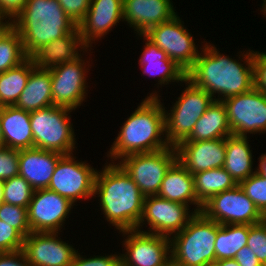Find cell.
Instances as JSON below:
<instances>
[{"instance_id": "1", "label": "cell", "mask_w": 266, "mask_h": 266, "mask_svg": "<svg viewBox=\"0 0 266 266\" xmlns=\"http://www.w3.org/2000/svg\"><path fill=\"white\" fill-rule=\"evenodd\" d=\"M194 65L186 72V78L205 90L217 101L246 93L254 88L253 50L242 53L244 64L239 60L220 54L216 47L205 43L200 48Z\"/></svg>"}, {"instance_id": "2", "label": "cell", "mask_w": 266, "mask_h": 266, "mask_svg": "<svg viewBox=\"0 0 266 266\" xmlns=\"http://www.w3.org/2000/svg\"><path fill=\"white\" fill-rule=\"evenodd\" d=\"M97 171L94 196L100 197V209L106 220L120 231L135 230L142 216L144 195L118 164Z\"/></svg>"}, {"instance_id": "3", "label": "cell", "mask_w": 266, "mask_h": 266, "mask_svg": "<svg viewBox=\"0 0 266 266\" xmlns=\"http://www.w3.org/2000/svg\"><path fill=\"white\" fill-rule=\"evenodd\" d=\"M158 97L157 92L147 96L123 123L107 154L112 162L129 154L153 152L170 146L164 135V106Z\"/></svg>"}, {"instance_id": "4", "label": "cell", "mask_w": 266, "mask_h": 266, "mask_svg": "<svg viewBox=\"0 0 266 266\" xmlns=\"http://www.w3.org/2000/svg\"><path fill=\"white\" fill-rule=\"evenodd\" d=\"M11 25L20 34L28 57L41 46L66 36L77 27L57 0H27Z\"/></svg>"}, {"instance_id": "5", "label": "cell", "mask_w": 266, "mask_h": 266, "mask_svg": "<svg viewBox=\"0 0 266 266\" xmlns=\"http://www.w3.org/2000/svg\"><path fill=\"white\" fill-rule=\"evenodd\" d=\"M217 222L196 213L185 228L170 238L173 266H208L215 262Z\"/></svg>"}, {"instance_id": "6", "label": "cell", "mask_w": 266, "mask_h": 266, "mask_svg": "<svg viewBox=\"0 0 266 266\" xmlns=\"http://www.w3.org/2000/svg\"><path fill=\"white\" fill-rule=\"evenodd\" d=\"M70 112L72 109L56 105L30 112L33 148L72 154L76 141Z\"/></svg>"}, {"instance_id": "7", "label": "cell", "mask_w": 266, "mask_h": 266, "mask_svg": "<svg viewBox=\"0 0 266 266\" xmlns=\"http://www.w3.org/2000/svg\"><path fill=\"white\" fill-rule=\"evenodd\" d=\"M184 83L187 87L169 110L170 113L164 108L165 135L169 145L174 147L191 134L198 119L214 101L210 94L187 78Z\"/></svg>"}, {"instance_id": "8", "label": "cell", "mask_w": 266, "mask_h": 266, "mask_svg": "<svg viewBox=\"0 0 266 266\" xmlns=\"http://www.w3.org/2000/svg\"><path fill=\"white\" fill-rule=\"evenodd\" d=\"M118 163L144 196L157 195L170 166L177 160L174 146L153 152L129 154Z\"/></svg>"}, {"instance_id": "9", "label": "cell", "mask_w": 266, "mask_h": 266, "mask_svg": "<svg viewBox=\"0 0 266 266\" xmlns=\"http://www.w3.org/2000/svg\"><path fill=\"white\" fill-rule=\"evenodd\" d=\"M201 212L222 225H253L265 219L239 184L212 196L203 204Z\"/></svg>"}, {"instance_id": "10", "label": "cell", "mask_w": 266, "mask_h": 266, "mask_svg": "<svg viewBox=\"0 0 266 266\" xmlns=\"http://www.w3.org/2000/svg\"><path fill=\"white\" fill-rule=\"evenodd\" d=\"M72 154L63 155L54 170L48 189L55 191L62 197L69 199L73 204L81 199L94 196V183L97 169L75 161Z\"/></svg>"}, {"instance_id": "11", "label": "cell", "mask_w": 266, "mask_h": 266, "mask_svg": "<svg viewBox=\"0 0 266 266\" xmlns=\"http://www.w3.org/2000/svg\"><path fill=\"white\" fill-rule=\"evenodd\" d=\"M232 135L247 137V133L266 132V94L251 89L222 101Z\"/></svg>"}, {"instance_id": "12", "label": "cell", "mask_w": 266, "mask_h": 266, "mask_svg": "<svg viewBox=\"0 0 266 266\" xmlns=\"http://www.w3.org/2000/svg\"><path fill=\"white\" fill-rule=\"evenodd\" d=\"M182 22L177 14L172 19L150 28L144 35L187 72L194 65L199 51L193 36Z\"/></svg>"}, {"instance_id": "13", "label": "cell", "mask_w": 266, "mask_h": 266, "mask_svg": "<svg viewBox=\"0 0 266 266\" xmlns=\"http://www.w3.org/2000/svg\"><path fill=\"white\" fill-rule=\"evenodd\" d=\"M124 236L125 254L121 255V266H173L170 238L147 233V231H120Z\"/></svg>"}, {"instance_id": "14", "label": "cell", "mask_w": 266, "mask_h": 266, "mask_svg": "<svg viewBox=\"0 0 266 266\" xmlns=\"http://www.w3.org/2000/svg\"><path fill=\"white\" fill-rule=\"evenodd\" d=\"M188 205L169 201L158 195L144 197L141 219L136 227L140 231L143 222H148L147 233L171 237L183 230L190 219L196 214L191 212ZM189 210V211H188Z\"/></svg>"}, {"instance_id": "15", "label": "cell", "mask_w": 266, "mask_h": 266, "mask_svg": "<svg viewBox=\"0 0 266 266\" xmlns=\"http://www.w3.org/2000/svg\"><path fill=\"white\" fill-rule=\"evenodd\" d=\"M81 58L82 56L73 62L61 63L49 69L53 105L75 110L84 101L87 94L86 70H89L90 65H86L85 60Z\"/></svg>"}, {"instance_id": "16", "label": "cell", "mask_w": 266, "mask_h": 266, "mask_svg": "<svg viewBox=\"0 0 266 266\" xmlns=\"http://www.w3.org/2000/svg\"><path fill=\"white\" fill-rule=\"evenodd\" d=\"M74 204L48 188L34 190L27 208L31 232H58Z\"/></svg>"}, {"instance_id": "17", "label": "cell", "mask_w": 266, "mask_h": 266, "mask_svg": "<svg viewBox=\"0 0 266 266\" xmlns=\"http://www.w3.org/2000/svg\"><path fill=\"white\" fill-rule=\"evenodd\" d=\"M22 251L31 266H71L78 250L62 241L58 232H31Z\"/></svg>"}, {"instance_id": "18", "label": "cell", "mask_w": 266, "mask_h": 266, "mask_svg": "<svg viewBox=\"0 0 266 266\" xmlns=\"http://www.w3.org/2000/svg\"><path fill=\"white\" fill-rule=\"evenodd\" d=\"M175 148L177 160L193 175L223 167L226 157V138L194 142L183 140Z\"/></svg>"}, {"instance_id": "19", "label": "cell", "mask_w": 266, "mask_h": 266, "mask_svg": "<svg viewBox=\"0 0 266 266\" xmlns=\"http://www.w3.org/2000/svg\"><path fill=\"white\" fill-rule=\"evenodd\" d=\"M123 21V0H91L84 19L77 25L80 36L88 47Z\"/></svg>"}, {"instance_id": "20", "label": "cell", "mask_w": 266, "mask_h": 266, "mask_svg": "<svg viewBox=\"0 0 266 266\" xmlns=\"http://www.w3.org/2000/svg\"><path fill=\"white\" fill-rule=\"evenodd\" d=\"M173 6L171 0H123V21L144 34L177 15Z\"/></svg>"}, {"instance_id": "21", "label": "cell", "mask_w": 266, "mask_h": 266, "mask_svg": "<svg viewBox=\"0 0 266 266\" xmlns=\"http://www.w3.org/2000/svg\"><path fill=\"white\" fill-rule=\"evenodd\" d=\"M62 156L58 152L38 148L19 150V175L34 190L46 189Z\"/></svg>"}, {"instance_id": "22", "label": "cell", "mask_w": 266, "mask_h": 266, "mask_svg": "<svg viewBox=\"0 0 266 266\" xmlns=\"http://www.w3.org/2000/svg\"><path fill=\"white\" fill-rule=\"evenodd\" d=\"M78 48L88 51L76 27L71 33L53 40L37 49L30 58L35 66L41 69H51L61 63L73 62L80 58ZM87 49V50H86Z\"/></svg>"}, {"instance_id": "23", "label": "cell", "mask_w": 266, "mask_h": 266, "mask_svg": "<svg viewBox=\"0 0 266 266\" xmlns=\"http://www.w3.org/2000/svg\"><path fill=\"white\" fill-rule=\"evenodd\" d=\"M0 125L3 147L17 150L33 148L30 112L14 105L1 107Z\"/></svg>"}, {"instance_id": "24", "label": "cell", "mask_w": 266, "mask_h": 266, "mask_svg": "<svg viewBox=\"0 0 266 266\" xmlns=\"http://www.w3.org/2000/svg\"><path fill=\"white\" fill-rule=\"evenodd\" d=\"M157 195L188 206L197 205L194 209L196 213L202 210L203 205L195 195L193 175L178 160L166 172Z\"/></svg>"}, {"instance_id": "25", "label": "cell", "mask_w": 266, "mask_h": 266, "mask_svg": "<svg viewBox=\"0 0 266 266\" xmlns=\"http://www.w3.org/2000/svg\"><path fill=\"white\" fill-rule=\"evenodd\" d=\"M141 36L147 40L139 59V64L143 68V74L159 76L158 84L160 85H167L171 81L183 83L186 79V71L174 60H171L162 49L156 46L144 34H140Z\"/></svg>"}, {"instance_id": "26", "label": "cell", "mask_w": 266, "mask_h": 266, "mask_svg": "<svg viewBox=\"0 0 266 266\" xmlns=\"http://www.w3.org/2000/svg\"><path fill=\"white\" fill-rule=\"evenodd\" d=\"M52 105L51 72L49 69L35 66L14 106L27 112H33Z\"/></svg>"}, {"instance_id": "27", "label": "cell", "mask_w": 266, "mask_h": 266, "mask_svg": "<svg viewBox=\"0 0 266 266\" xmlns=\"http://www.w3.org/2000/svg\"><path fill=\"white\" fill-rule=\"evenodd\" d=\"M227 119V110L222 101L214 100L204 114L198 119L187 142L207 141L231 136Z\"/></svg>"}, {"instance_id": "28", "label": "cell", "mask_w": 266, "mask_h": 266, "mask_svg": "<svg viewBox=\"0 0 266 266\" xmlns=\"http://www.w3.org/2000/svg\"><path fill=\"white\" fill-rule=\"evenodd\" d=\"M247 139V137L235 135L226 137V157L223 168L237 184L256 172L252 169V150Z\"/></svg>"}, {"instance_id": "29", "label": "cell", "mask_w": 266, "mask_h": 266, "mask_svg": "<svg viewBox=\"0 0 266 266\" xmlns=\"http://www.w3.org/2000/svg\"><path fill=\"white\" fill-rule=\"evenodd\" d=\"M34 67L32 59L28 57L18 66L0 73V107L16 104Z\"/></svg>"}, {"instance_id": "30", "label": "cell", "mask_w": 266, "mask_h": 266, "mask_svg": "<svg viewBox=\"0 0 266 266\" xmlns=\"http://www.w3.org/2000/svg\"><path fill=\"white\" fill-rule=\"evenodd\" d=\"M194 191L197 200L203 205L212 196L234 188L237 183L223 168H214L193 174Z\"/></svg>"}, {"instance_id": "31", "label": "cell", "mask_w": 266, "mask_h": 266, "mask_svg": "<svg viewBox=\"0 0 266 266\" xmlns=\"http://www.w3.org/2000/svg\"><path fill=\"white\" fill-rule=\"evenodd\" d=\"M249 225H222L217 223L215 261L232 259L247 245Z\"/></svg>"}, {"instance_id": "32", "label": "cell", "mask_w": 266, "mask_h": 266, "mask_svg": "<svg viewBox=\"0 0 266 266\" xmlns=\"http://www.w3.org/2000/svg\"><path fill=\"white\" fill-rule=\"evenodd\" d=\"M28 58L20 34L10 25L0 32V73L21 64Z\"/></svg>"}, {"instance_id": "33", "label": "cell", "mask_w": 266, "mask_h": 266, "mask_svg": "<svg viewBox=\"0 0 266 266\" xmlns=\"http://www.w3.org/2000/svg\"><path fill=\"white\" fill-rule=\"evenodd\" d=\"M34 189L20 175L4 180L3 202L28 208Z\"/></svg>"}, {"instance_id": "34", "label": "cell", "mask_w": 266, "mask_h": 266, "mask_svg": "<svg viewBox=\"0 0 266 266\" xmlns=\"http://www.w3.org/2000/svg\"><path fill=\"white\" fill-rule=\"evenodd\" d=\"M0 220L11 225L24 238L31 233L28 224L27 208L2 202L0 204Z\"/></svg>"}, {"instance_id": "35", "label": "cell", "mask_w": 266, "mask_h": 266, "mask_svg": "<svg viewBox=\"0 0 266 266\" xmlns=\"http://www.w3.org/2000/svg\"><path fill=\"white\" fill-rule=\"evenodd\" d=\"M239 186L259 211L266 216V177L255 172L246 180L241 181Z\"/></svg>"}, {"instance_id": "36", "label": "cell", "mask_w": 266, "mask_h": 266, "mask_svg": "<svg viewBox=\"0 0 266 266\" xmlns=\"http://www.w3.org/2000/svg\"><path fill=\"white\" fill-rule=\"evenodd\" d=\"M247 247L256 255L263 266H266V219L262 222L249 225Z\"/></svg>"}, {"instance_id": "37", "label": "cell", "mask_w": 266, "mask_h": 266, "mask_svg": "<svg viewBox=\"0 0 266 266\" xmlns=\"http://www.w3.org/2000/svg\"><path fill=\"white\" fill-rule=\"evenodd\" d=\"M19 175V150L0 147V180Z\"/></svg>"}, {"instance_id": "38", "label": "cell", "mask_w": 266, "mask_h": 266, "mask_svg": "<svg viewBox=\"0 0 266 266\" xmlns=\"http://www.w3.org/2000/svg\"><path fill=\"white\" fill-rule=\"evenodd\" d=\"M23 243L24 237L11 225L0 220V253L20 251Z\"/></svg>"}, {"instance_id": "39", "label": "cell", "mask_w": 266, "mask_h": 266, "mask_svg": "<svg viewBox=\"0 0 266 266\" xmlns=\"http://www.w3.org/2000/svg\"><path fill=\"white\" fill-rule=\"evenodd\" d=\"M68 17L78 25L87 14L91 0H57Z\"/></svg>"}, {"instance_id": "40", "label": "cell", "mask_w": 266, "mask_h": 266, "mask_svg": "<svg viewBox=\"0 0 266 266\" xmlns=\"http://www.w3.org/2000/svg\"><path fill=\"white\" fill-rule=\"evenodd\" d=\"M71 266H121V255L94 256L90 258L81 257L76 252Z\"/></svg>"}, {"instance_id": "41", "label": "cell", "mask_w": 266, "mask_h": 266, "mask_svg": "<svg viewBox=\"0 0 266 266\" xmlns=\"http://www.w3.org/2000/svg\"><path fill=\"white\" fill-rule=\"evenodd\" d=\"M254 88L266 94V52L253 51Z\"/></svg>"}, {"instance_id": "42", "label": "cell", "mask_w": 266, "mask_h": 266, "mask_svg": "<svg viewBox=\"0 0 266 266\" xmlns=\"http://www.w3.org/2000/svg\"><path fill=\"white\" fill-rule=\"evenodd\" d=\"M0 266H31L22 250L0 253Z\"/></svg>"}, {"instance_id": "43", "label": "cell", "mask_w": 266, "mask_h": 266, "mask_svg": "<svg viewBox=\"0 0 266 266\" xmlns=\"http://www.w3.org/2000/svg\"><path fill=\"white\" fill-rule=\"evenodd\" d=\"M26 3L27 0H0V10L12 22Z\"/></svg>"}, {"instance_id": "44", "label": "cell", "mask_w": 266, "mask_h": 266, "mask_svg": "<svg viewBox=\"0 0 266 266\" xmlns=\"http://www.w3.org/2000/svg\"><path fill=\"white\" fill-rule=\"evenodd\" d=\"M234 259L239 266H263L253 251L247 246L241 248L235 255Z\"/></svg>"}, {"instance_id": "45", "label": "cell", "mask_w": 266, "mask_h": 266, "mask_svg": "<svg viewBox=\"0 0 266 266\" xmlns=\"http://www.w3.org/2000/svg\"><path fill=\"white\" fill-rule=\"evenodd\" d=\"M258 169L256 168V172L262 177H266V153L260 155Z\"/></svg>"}, {"instance_id": "46", "label": "cell", "mask_w": 266, "mask_h": 266, "mask_svg": "<svg viewBox=\"0 0 266 266\" xmlns=\"http://www.w3.org/2000/svg\"><path fill=\"white\" fill-rule=\"evenodd\" d=\"M212 265L213 266H239V264L236 262L234 258L217 260Z\"/></svg>"}, {"instance_id": "47", "label": "cell", "mask_w": 266, "mask_h": 266, "mask_svg": "<svg viewBox=\"0 0 266 266\" xmlns=\"http://www.w3.org/2000/svg\"><path fill=\"white\" fill-rule=\"evenodd\" d=\"M6 18L7 17L0 10V32L6 30L11 25V22L7 20ZM4 20L6 23L3 22Z\"/></svg>"}, {"instance_id": "48", "label": "cell", "mask_w": 266, "mask_h": 266, "mask_svg": "<svg viewBox=\"0 0 266 266\" xmlns=\"http://www.w3.org/2000/svg\"><path fill=\"white\" fill-rule=\"evenodd\" d=\"M3 184L4 181L0 180V204L3 202Z\"/></svg>"}, {"instance_id": "49", "label": "cell", "mask_w": 266, "mask_h": 266, "mask_svg": "<svg viewBox=\"0 0 266 266\" xmlns=\"http://www.w3.org/2000/svg\"><path fill=\"white\" fill-rule=\"evenodd\" d=\"M263 4H262V9L261 12H263V15L265 16L266 15V0H263ZM266 17V16H265Z\"/></svg>"}, {"instance_id": "50", "label": "cell", "mask_w": 266, "mask_h": 266, "mask_svg": "<svg viewBox=\"0 0 266 266\" xmlns=\"http://www.w3.org/2000/svg\"><path fill=\"white\" fill-rule=\"evenodd\" d=\"M0 110H1V107H0ZM0 147H3V135H2L1 125H0Z\"/></svg>"}]
</instances>
